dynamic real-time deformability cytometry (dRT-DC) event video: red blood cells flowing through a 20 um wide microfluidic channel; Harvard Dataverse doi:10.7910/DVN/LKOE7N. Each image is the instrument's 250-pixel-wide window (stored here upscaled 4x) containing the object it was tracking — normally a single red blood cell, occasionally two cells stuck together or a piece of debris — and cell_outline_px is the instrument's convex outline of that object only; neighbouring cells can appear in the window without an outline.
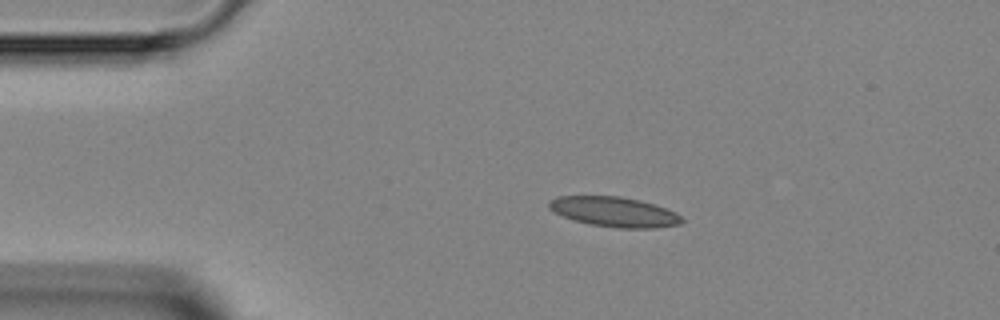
{"species": "Egyptian fruit bat (a non-hibernating species)", "species_latin": "Rousettus aegyptiacus", "temperature_condition": "room temperature", "stored_images_in_passage": 5, "camera_frame_rate_fps": 3000, "um_per_image_px": 0.085, "animal": {"sex": "female"}, "frame": {"image": 1, "passage_image": 3, "time_ms": 2.333, "image_size_px": [1000, 320], "cell_outline_px": [[684, 220], [680, 224], [656, 228], [616, 228], [592, 224], [576, 220], [564, 216], [548, 208], [548, 200], [556, 196], [620, 196], [640, 200], [656, 204], [676, 212]], "centroid_in_image_um": [52.24, 18.0], "position_along_channel_um": 32.8, "area_um2": 23.18}}
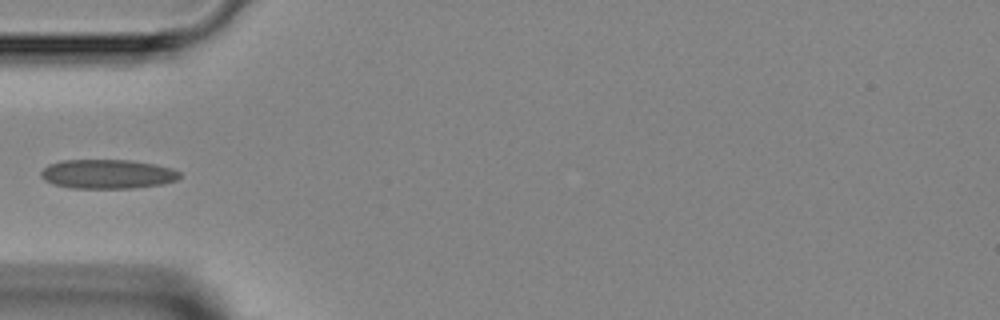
{"frame": {"image": 2, "passage_image": 5, "time_ms": 4.333, "image_size_px": [1000, 320], "cell_outline_px": [[180, 176], [176, 180], [164, 184], [136, 188], [72, 188], [52, 184], [44, 180], [40, 176], [40, 172], [48, 164], [64, 160], [128, 160], [152, 164], [172, 168], [180, 172]], "centroid_in_image_um": [9.12, 14.8], "position_along_channel_um": 75.9, "area_um2": 23.7}}